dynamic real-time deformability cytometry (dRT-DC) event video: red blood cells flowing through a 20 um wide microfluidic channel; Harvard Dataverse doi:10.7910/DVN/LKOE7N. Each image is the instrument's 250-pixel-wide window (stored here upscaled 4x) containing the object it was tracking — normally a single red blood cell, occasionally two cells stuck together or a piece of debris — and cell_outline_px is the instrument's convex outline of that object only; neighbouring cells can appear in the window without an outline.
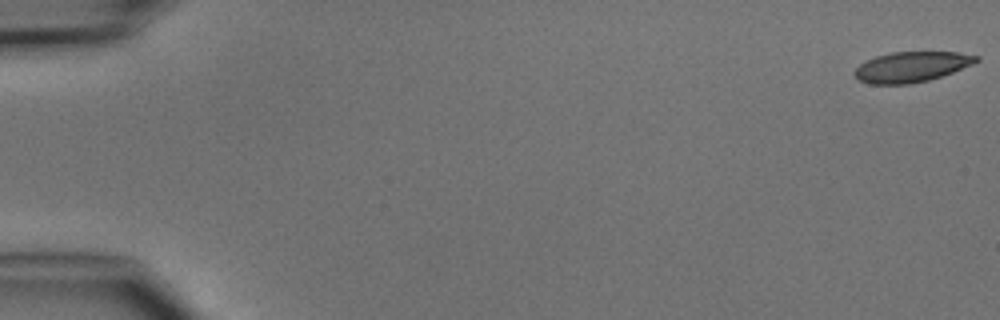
{"species": "common noctule bat (a hibernating species)", "species_latin": "Nyctalus noctula", "temperature_condition": "cold", "stored_images_in_passage": 4, "camera_frame_rate_fps": 3000, "um_per_image_px": 0.085, "animal": {"sex": "male", "body_mass_g": 15.6}, "frame": {"image": 1, "passage_image": 1, "time_ms": 0.0, "image_size_px": [1000, 320], "cell_outline_px": [[980, 60], [972, 64], [952, 72], [928, 80], [908, 84], [868, 84], [860, 80], [856, 76], [856, 68], [864, 60], [876, 56], [892, 52], [956, 52], [980, 56]], "centroid_in_image_um": [77.47, 5.67], "position_along_channel_um": 7.5, "area_um2": 21.33}}
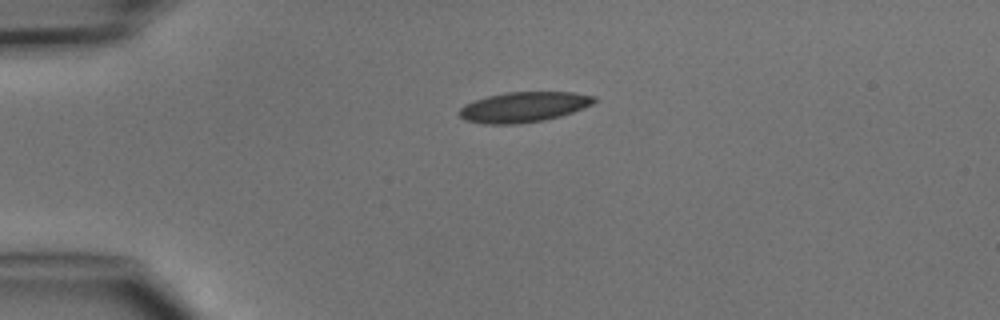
{"frame": {"image": 2, "passage_image": 4, "time_ms": 3.667, "image_size_px": [1000, 320], "cell_outline_px": [[596, 100], [592, 104], [584, 108], [560, 116], [544, 120], [520, 124], [484, 124], [464, 120], [456, 112], [464, 104], [488, 96], [508, 92], [572, 92], [596, 96]], "centroid_in_image_um": [44.49, 9.1], "position_along_channel_um": 40.5, "area_um2": 23.87}}